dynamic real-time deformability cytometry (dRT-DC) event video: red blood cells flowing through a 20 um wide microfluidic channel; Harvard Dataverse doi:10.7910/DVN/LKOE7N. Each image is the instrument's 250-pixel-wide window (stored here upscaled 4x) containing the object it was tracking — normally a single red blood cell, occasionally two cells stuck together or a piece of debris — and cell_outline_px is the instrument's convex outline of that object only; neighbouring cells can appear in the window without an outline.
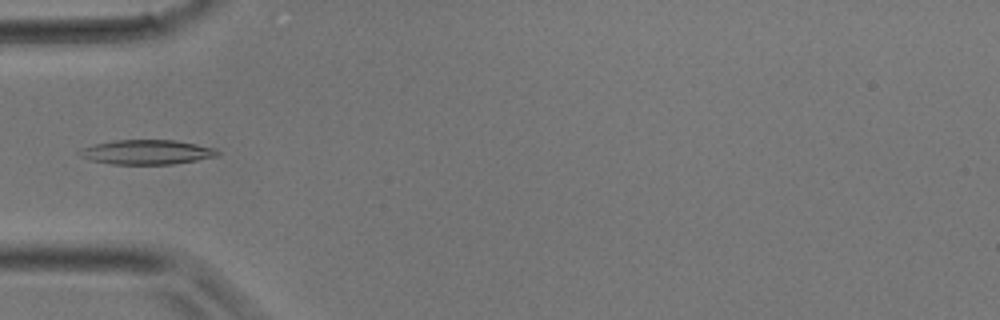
{"species": "common noctule bat (a hibernating species)", "species_latin": "Nyctalus noctula", "temperature_condition": "room temperature", "stored_images_in_passage": 35, "camera_frame_rate_fps": 3000, "um_per_image_px": 0.085, "animal": {"sex": "male", "body_mass_g": 17.9}, "frame": {"image": 1, "passage_image": 11, "time_ms": 3.333, "image_size_px": [1000, 320], "cell_outline_px": [[220, 156], [172, 164], [112, 164], [92, 160], [80, 156], [76, 152], [92, 144], [116, 140], [172, 140], [196, 144], [216, 148], [220, 152]], "centroid_in_image_um": [12.5, 12.93], "position_along_channel_um": 72.5, "area_um2": 19.71}}
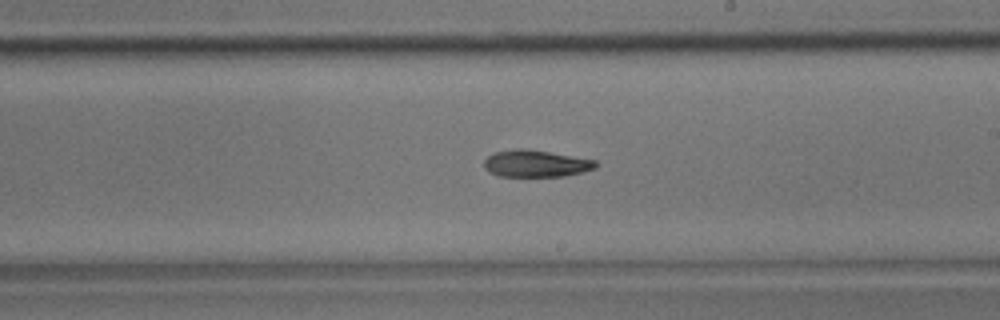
{"frame": {"image": 2, "passage_image": 20, "time_ms": 6.333, "image_size_px": [1000, 320], "cell_outline_px": [[600, 164], [596, 168], [564, 176], [496, 176], [488, 172], [484, 168], [484, 160], [492, 152], [516, 148], [524, 148], [596, 160]], "centroid_in_image_um": [45.51, 13.9], "position_along_channel_um": 243.5, "area_um2": 17.63}}
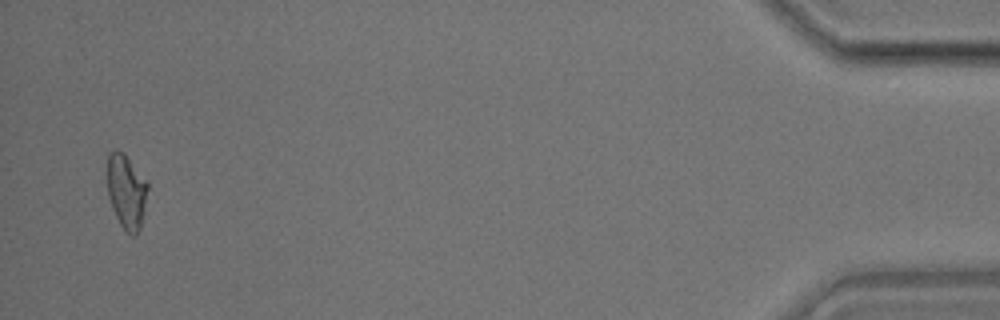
{"frame": {"image": 3, "passage_image": 34, "time_ms": 11.0, "image_size_px": [1000, 320], "cell_outline_px": [[148, 188], [144, 212], [140, 228], [136, 236], [132, 236], [120, 224], [112, 208], [108, 196], [108, 152], [116, 148], [124, 152], [148, 180]], "centroid_in_image_um": [10.76, 16.23], "position_along_channel_um": 424.4, "area_um2": 17.8}}